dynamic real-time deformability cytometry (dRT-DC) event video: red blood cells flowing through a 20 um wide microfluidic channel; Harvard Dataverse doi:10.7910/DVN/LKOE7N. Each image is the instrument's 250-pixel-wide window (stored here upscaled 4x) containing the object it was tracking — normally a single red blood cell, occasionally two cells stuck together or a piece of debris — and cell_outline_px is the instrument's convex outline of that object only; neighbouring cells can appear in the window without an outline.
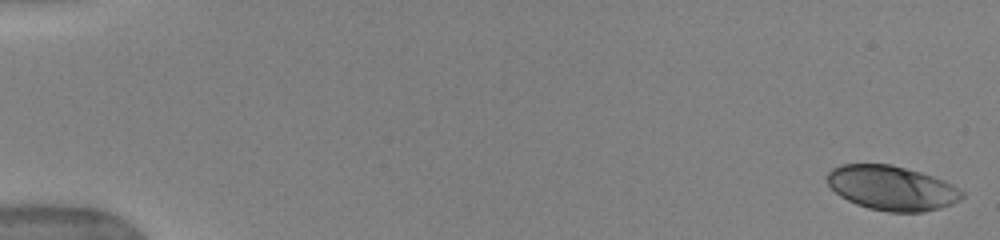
{"species": "human", "species_latin": "Homo sapiens", "temperature_condition": "warm", "stored_images_in_passage": 52, "camera_frame_rate_fps": 3000, "um_per_image_px": 0.085, "donor": {"sex": "female"}, "frame": {"image": 1, "passage_image": 1, "time_ms": 0.0, "image_size_px": [1000, 240], "cell_outline_px": [[964, 196], [960, 200], [952, 204], [940, 208], [924, 212], [888, 212], [868, 208], [856, 204], [840, 196], [828, 184], [828, 172], [832, 168], [840, 164], [892, 164], [920, 172], [944, 180], [952, 184], [964, 192]], "centroid_in_image_um": [75.82, 15.98], "position_along_channel_um": 9.2, "area_um2": 35.03}}
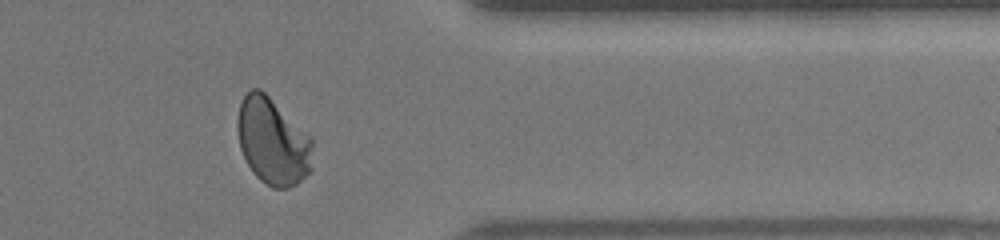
{"frame": {"image": 2, "passage_image": 43, "time_ms": 14.0, "image_size_px": [1000, 240], "cell_outline_px": [[312, 172], [296, 184], [288, 188], [272, 188], [260, 180], [252, 172], [240, 148], [236, 128], [236, 124], [240, 104], [244, 96], [252, 88], [260, 88], [312, 136]], "centroid_in_image_um": [23.2, 12.03], "position_along_channel_um": 388.2, "area_um2": 38.38}}
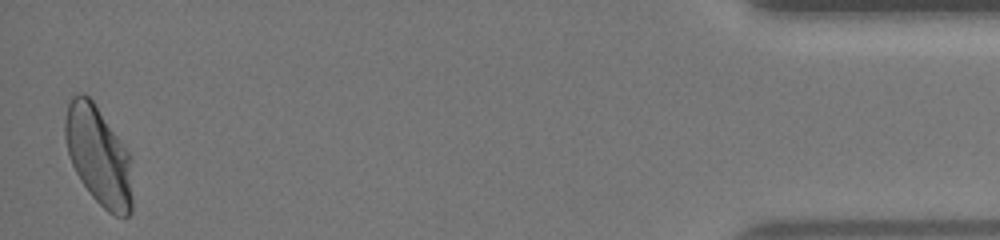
{"frame": {"image": 3, "passage_image": 51, "time_ms": 16.667, "image_size_px": [1000, 240], "cell_outline_px": [[132, 212], [124, 220], [108, 212], [92, 196], [80, 180], [72, 164], [68, 152], [64, 136], [64, 120], [68, 104], [72, 96], [80, 92], [84, 92], [92, 100], [128, 152], [132, 200]], "centroid_in_image_um": [8.34, 13.26], "position_along_channel_um": 426.9, "area_um2": 38.38}, "authors_computed_cell_mechanics": {"area_um2": 36.5585, "velocity_mm_per_s": 3.9502, "shape_relaxation_time_tau1_ms": 3.7836, "shape_relaxation_time_tau2_ms": 1.0276, "deformation_change_tau1": 0.166, "deformation_change_tau2": 0.0419}}